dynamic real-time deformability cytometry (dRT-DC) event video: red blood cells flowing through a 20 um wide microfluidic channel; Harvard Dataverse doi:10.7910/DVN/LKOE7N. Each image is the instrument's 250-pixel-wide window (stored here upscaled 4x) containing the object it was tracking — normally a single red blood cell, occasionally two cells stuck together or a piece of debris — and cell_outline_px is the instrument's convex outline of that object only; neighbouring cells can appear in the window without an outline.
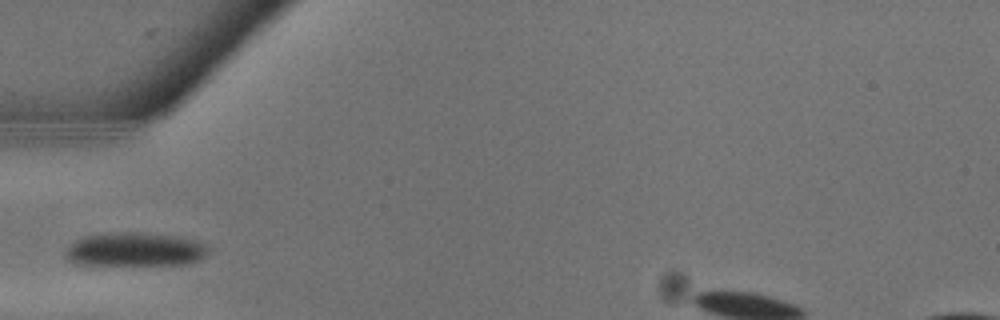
{"species": "common noctule bat (a hibernating species)", "species_latin": "Nyctalus noctula", "temperature_condition": "warm", "stored_images_in_passage": 4, "camera_frame_rate_fps": 3000, "um_per_image_px": 0.085, "animal": {"sex": "male", "body_mass_g": 13.3}, "frame": {"image": 1, "passage_image": 3, "time_ms": 0.667, "image_size_px": [1000, 320], "cell_outline_px": [[212, 248], [200, 260], [184, 264], [72, 264], [64, 256], [68, 248], [76, 240], [84, 236], [112, 232], [148, 232], [180, 236], [196, 240], [208, 244]], "centroid_in_image_um": [11.53, 21.18], "position_along_channel_um": 73.5, "area_um2": 28.44}}